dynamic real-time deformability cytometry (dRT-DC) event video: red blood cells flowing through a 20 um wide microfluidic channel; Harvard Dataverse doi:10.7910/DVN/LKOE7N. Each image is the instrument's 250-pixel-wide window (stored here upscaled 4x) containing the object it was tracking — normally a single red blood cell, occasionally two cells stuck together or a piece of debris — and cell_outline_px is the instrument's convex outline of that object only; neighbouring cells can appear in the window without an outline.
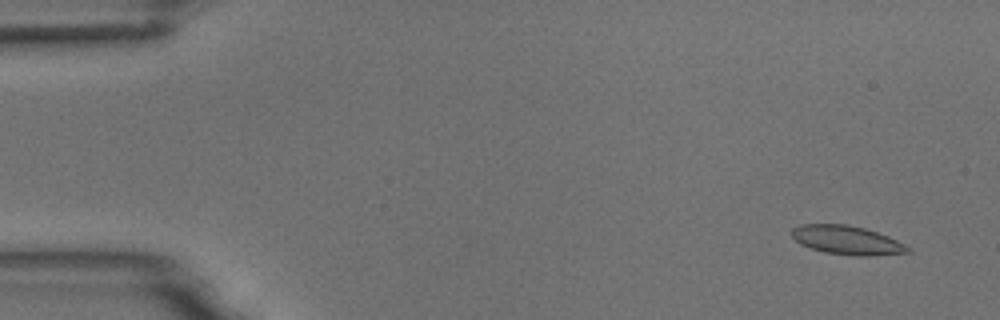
{"species": "common noctule bat (a hibernating species)", "species_latin": "Nyctalus noctula", "temperature_condition": "room temperature", "stored_images_in_passage": 5, "camera_frame_rate_fps": 3000, "um_per_image_px": 0.085, "animal": {"sex": "male", "body_mass_g": 18.8}, "frame": {"image": 1, "passage_image": 2, "time_ms": 1.0, "image_size_px": [1000, 320], "cell_outline_px": [[912, 252], [868, 256], [852, 256], [824, 252], [800, 244], [792, 236], [792, 228], [800, 224], [848, 224], [864, 228], [888, 236], [912, 248]], "centroid_in_image_um": [72.0, 20.41], "position_along_channel_um": 13.0, "area_um2": 19.54}}
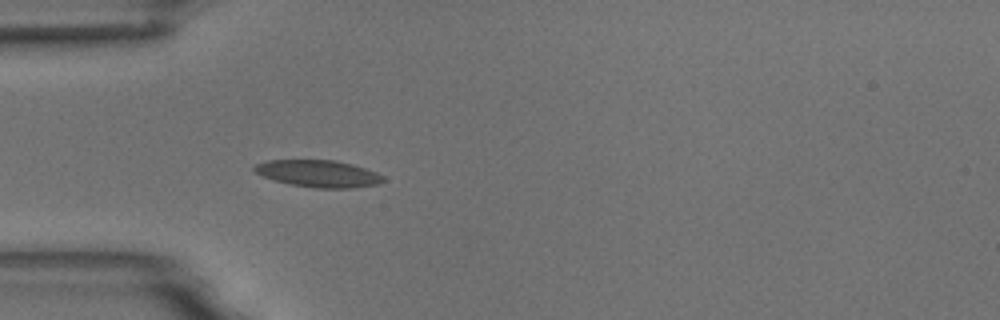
{"frame": {"image": 2, "passage_image": 5, "time_ms": 5.333, "image_size_px": [1000, 320], "cell_outline_px": [[384, 180], [380, 184], [352, 188], [316, 188], [292, 184], [272, 180], [256, 172], [252, 168], [256, 164], [268, 160], [336, 160], [352, 164], [376, 172], [384, 176]], "centroid_in_image_um": [27.09, 14.76], "position_along_channel_um": 57.9, "area_um2": 20.23}}